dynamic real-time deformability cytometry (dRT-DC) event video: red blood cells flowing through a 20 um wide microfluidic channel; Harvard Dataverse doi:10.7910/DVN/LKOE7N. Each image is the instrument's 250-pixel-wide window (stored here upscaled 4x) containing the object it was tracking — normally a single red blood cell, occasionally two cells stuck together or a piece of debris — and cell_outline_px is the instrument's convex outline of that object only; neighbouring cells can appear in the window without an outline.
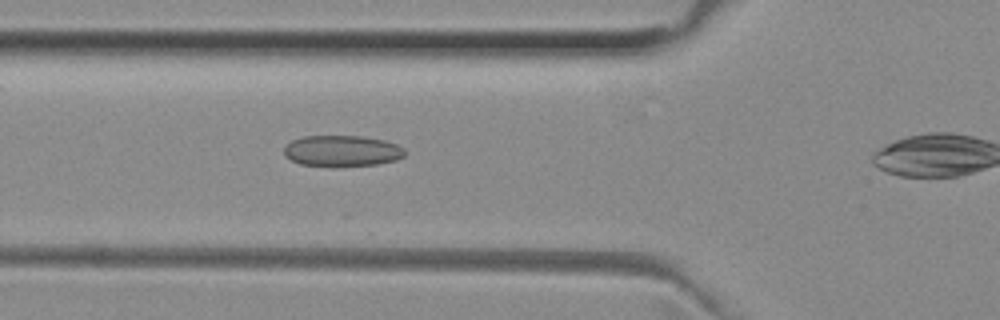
{"species": "common noctule bat (a hibernating species)", "species_latin": "Nyctalus noctula", "temperature_condition": "room temperature", "stored_images_in_passage": 16, "camera_frame_rate_fps": 3000, "um_per_image_px": 0.085, "animal": {"sex": "female", "body_mass_g": 29.2, "forearm_length_mm": 56.3}, "frame": {"image": 1, "passage_image": 3, "time_ms": 0.667, "image_size_px": [1000, 320], "cell_outline_px": [[404, 156], [396, 160], [376, 164], [340, 168], [332, 168], [300, 164], [284, 156], [284, 148], [292, 140], [304, 136], [360, 136], [384, 140], [396, 144], [404, 148]], "centroid_in_image_um": [29.05, 12.86], "position_along_channel_um": 96.7, "area_um2": 22.31}}
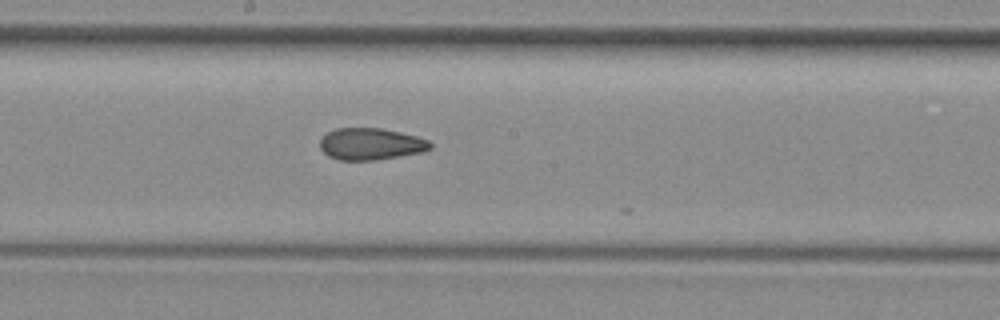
{"frame": {"image": 2, "passage_image": 12, "time_ms": 3.667, "image_size_px": [1000, 320], "cell_outline_px": [[432, 148], [420, 152], [372, 160], [340, 160], [328, 156], [320, 148], [320, 140], [328, 132], [336, 128], [380, 128], [400, 132], [416, 136], [428, 140], [432, 144]], "centroid_in_image_um": [31.49, 12.23], "position_along_channel_um": 216.7, "area_um2": 20.17}}
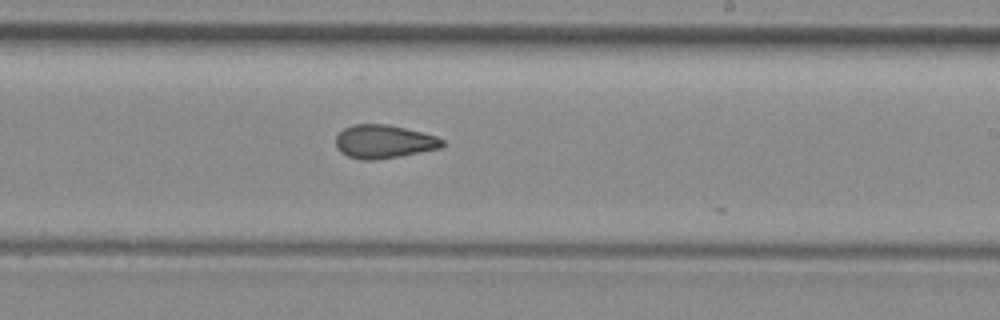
{"frame": {"image": 3, "passage_image": 15, "time_ms": 4.667, "image_size_px": [1000, 320], "cell_outline_px": [[444, 144], [440, 148], [400, 156], [376, 160], [360, 160], [348, 156], [340, 152], [336, 148], [336, 136], [344, 128], [352, 124], [388, 124], [436, 136], [444, 140]], "centroid_in_image_um": [32.59, 12.04], "position_along_channel_um": 256.4, "area_um2": 20.75}}